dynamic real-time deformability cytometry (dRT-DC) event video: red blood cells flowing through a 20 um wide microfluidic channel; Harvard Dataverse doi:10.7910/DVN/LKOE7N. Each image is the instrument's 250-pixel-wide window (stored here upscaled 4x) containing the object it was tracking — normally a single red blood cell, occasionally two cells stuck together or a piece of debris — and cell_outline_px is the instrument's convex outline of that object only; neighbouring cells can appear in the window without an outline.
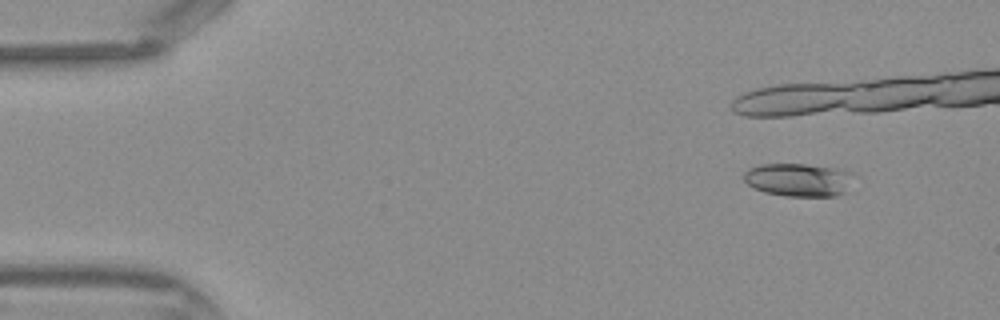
{"species": "Egyptian fruit bat (a non-hibernating species)", "species_latin": "Rousettus aegyptiacus", "temperature_condition": "warm", "stored_images_in_passage": 11, "camera_frame_rate_fps": 3000, "um_per_image_px": 0.085, "frame": {"image": 1, "passage_image": 5, "time_ms": 1.333, "image_size_px": [1000, 320], "cell_outline_px": [[856, 172], [844, 192], [836, 196], [784, 196], [764, 192], [748, 184], [744, 180], [744, 172], [748, 168], [760, 164], [804, 164]], "centroid_in_image_um": [67.86, 15.28], "position_along_channel_um": 17.1, "area_um2": 21.1}}